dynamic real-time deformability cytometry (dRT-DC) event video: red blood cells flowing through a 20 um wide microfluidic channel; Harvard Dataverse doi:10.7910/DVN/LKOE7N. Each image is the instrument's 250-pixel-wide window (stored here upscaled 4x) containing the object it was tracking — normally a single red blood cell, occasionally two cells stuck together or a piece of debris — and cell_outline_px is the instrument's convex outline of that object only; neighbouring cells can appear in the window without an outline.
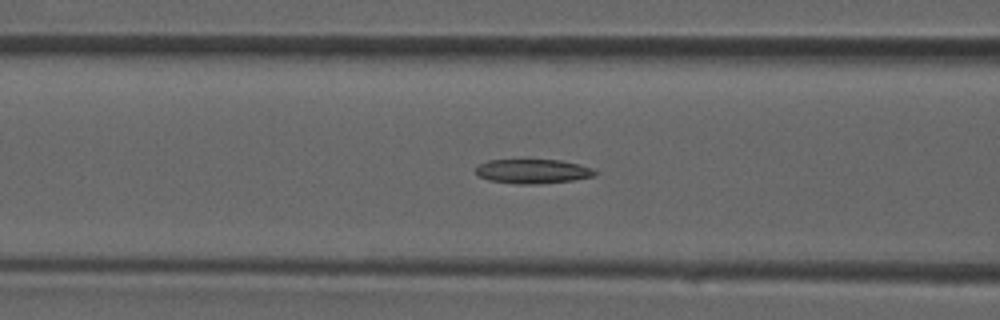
{"species": "common noctule bat (a hibernating species)", "species_latin": "Nyctalus noctula", "temperature_condition": "room temperature", "stored_images_in_passage": 39, "camera_frame_rate_fps": 3000, "um_per_image_px": 0.085, "animal": {"sex": "male", "forearm_length_mm": 52.5}, "frame": {"image": 1, "passage_image": 16, "time_ms": 5.0, "image_size_px": [1000, 320], "cell_outline_px": [[596, 172], [592, 176], [572, 180], [536, 184], [516, 184], [488, 180], [480, 176], [476, 172], [476, 168], [480, 164], [488, 160], [560, 160], [580, 164], [592, 168]], "centroid_in_image_um": [45.27, 14.56], "position_along_channel_um": 121.3, "area_um2": 16.7}}
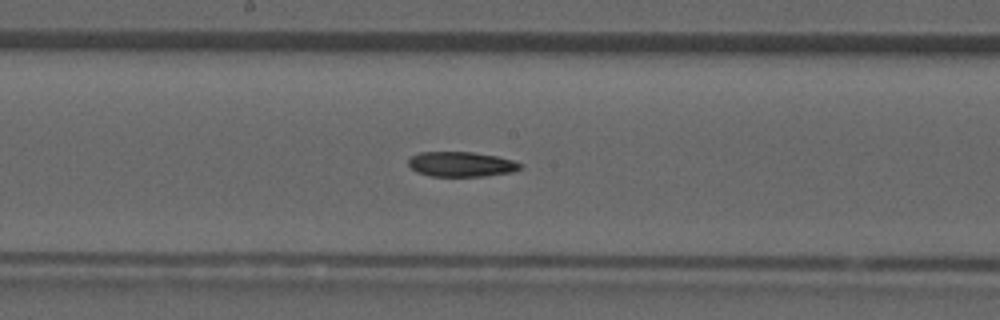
{"frame": {"image": 2, "passage_image": 21, "time_ms": 6.667, "image_size_px": [1000, 320], "cell_outline_px": [[524, 164], [520, 168], [512, 172], [484, 176], [428, 176], [416, 172], [408, 164], [408, 160], [412, 156], [420, 152], [472, 152], [496, 156], [512, 160]], "centroid_in_image_um": [39.19, 13.96], "position_along_channel_um": 209.0, "area_um2": 16.24}}
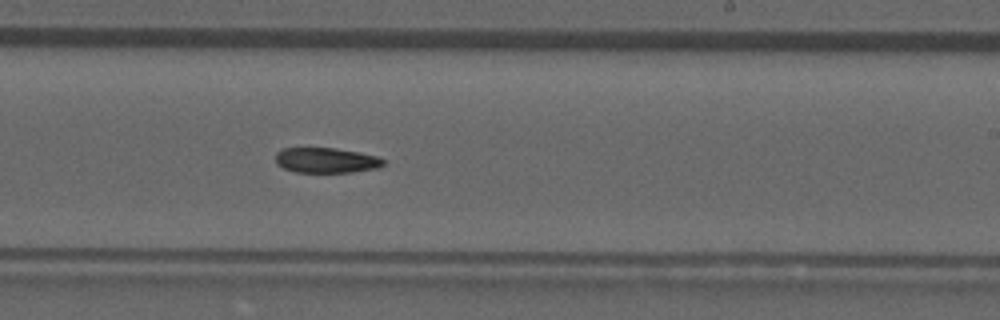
{"frame": {"image": 3, "passage_image": 24, "time_ms": 7.667, "image_size_px": [1000, 320], "cell_outline_px": [[384, 164], [380, 168], [352, 172], [296, 172], [284, 168], [276, 164], [276, 152], [284, 148], [336, 148], [360, 152], [376, 156], [384, 160]], "centroid_in_image_um": [27.74, 13.62], "position_along_channel_um": 261.3, "area_um2": 15.9}}